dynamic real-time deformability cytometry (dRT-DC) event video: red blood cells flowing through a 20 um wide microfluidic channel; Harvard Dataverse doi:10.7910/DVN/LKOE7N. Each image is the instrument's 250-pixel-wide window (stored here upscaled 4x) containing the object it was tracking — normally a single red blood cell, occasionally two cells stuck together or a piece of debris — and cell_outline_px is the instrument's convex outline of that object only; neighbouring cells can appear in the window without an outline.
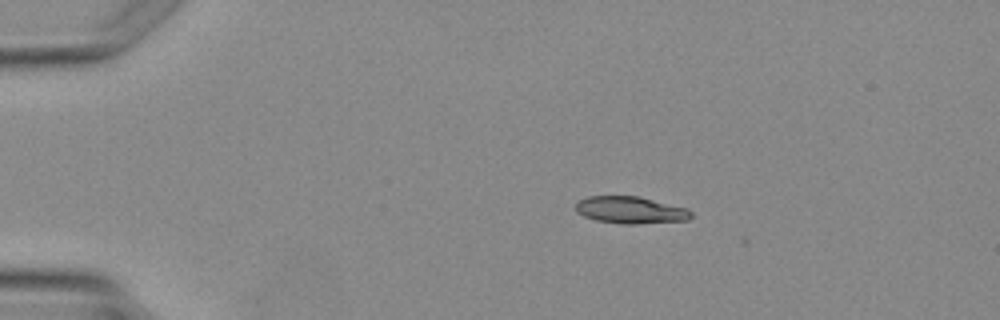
{"species": "Egyptian fruit bat (a non-hibernating species)", "species_latin": "Rousettus aegyptiacus", "temperature_condition": "warm", "stored_images_in_passage": 3, "camera_frame_rate_fps": 3000, "um_per_image_px": 0.085, "animal": {"sex": "female"}, "frame": {"image": 1, "passage_image": 2, "time_ms": 1.333, "image_size_px": [1000, 320], "cell_outline_px": [[692, 216], [688, 220], [636, 224], [624, 224], [596, 220], [584, 216], [576, 212], [576, 200], [588, 196], [640, 196], [688, 208], [692, 212]], "centroid_in_image_um": [53.6, 17.84], "position_along_channel_um": 31.4, "area_um2": 18.38}}